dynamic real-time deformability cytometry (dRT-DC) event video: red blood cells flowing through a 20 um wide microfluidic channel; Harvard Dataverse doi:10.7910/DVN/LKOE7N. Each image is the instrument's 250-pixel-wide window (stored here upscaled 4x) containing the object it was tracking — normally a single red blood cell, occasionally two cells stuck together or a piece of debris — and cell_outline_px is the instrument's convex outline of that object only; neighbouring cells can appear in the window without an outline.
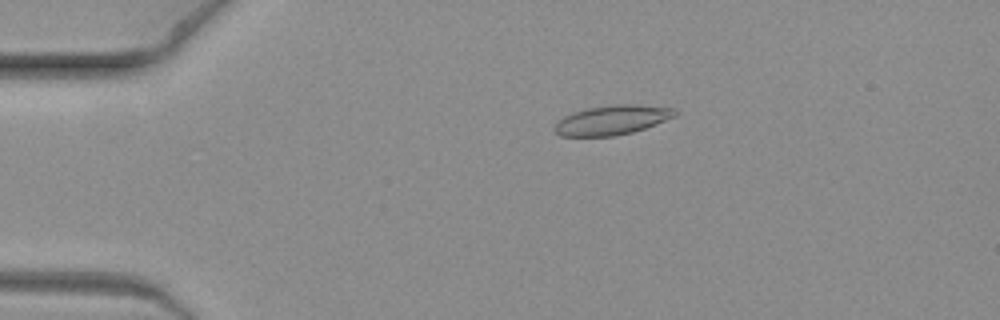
{"species": "common noctule bat (a hibernating species)", "species_latin": "Nyctalus noctula", "temperature_condition": "warm", "stored_images_in_passage": 7, "camera_frame_rate_fps": 3000, "um_per_image_px": 0.085, "animal": {"sex": "female", "body_mass_g": 19.3, "forearm_length_mm": 54.1}, "frame": {"image": 1, "passage_image": 2, "time_ms": 0.333, "image_size_px": [1000, 320], "cell_outline_px": [[680, 112], [676, 116], [644, 128], [632, 132], [616, 136], [560, 136], [556, 132], [556, 124], [564, 116], [588, 108], [616, 104], [632, 104], [676, 108]], "centroid_in_image_um": [52.09, 10.2], "position_along_channel_um": 32.9, "area_um2": 20.46}}
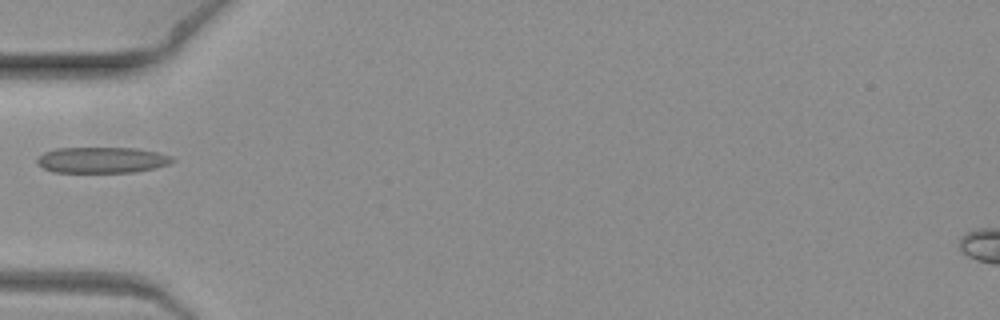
{"frame": {"image": 2, "passage_image": 5, "time_ms": 1.333, "image_size_px": [1000, 320], "cell_outline_px": [[176, 160], [168, 164], [156, 168], [136, 172], [52, 172], [36, 164], [36, 160], [44, 152], [56, 148], [136, 148], [156, 152], [172, 156]], "centroid_in_image_um": [8.67, 13.6], "position_along_channel_um": 76.3, "area_um2": 20.52}}
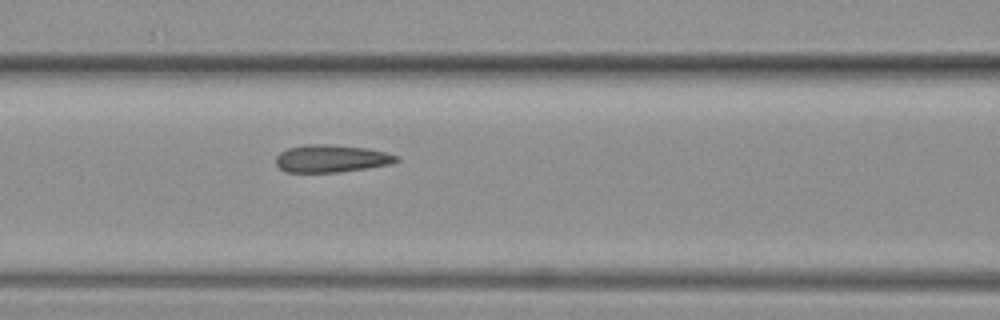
{"frame": {"image": 3, "passage_image": 7, "time_ms": 2.0, "image_size_px": [1000, 320], "cell_outline_px": [[400, 160], [392, 164], [368, 168], [340, 172], [284, 172], [276, 164], [276, 156], [280, 152], [288, 148], [304, 144], [328, 144], [368, 148], [400, 156]], "centroid_in_image_um": [28.18, 13.47], "position_along_channel_um": 138.4, "area_um2": 19.54}}